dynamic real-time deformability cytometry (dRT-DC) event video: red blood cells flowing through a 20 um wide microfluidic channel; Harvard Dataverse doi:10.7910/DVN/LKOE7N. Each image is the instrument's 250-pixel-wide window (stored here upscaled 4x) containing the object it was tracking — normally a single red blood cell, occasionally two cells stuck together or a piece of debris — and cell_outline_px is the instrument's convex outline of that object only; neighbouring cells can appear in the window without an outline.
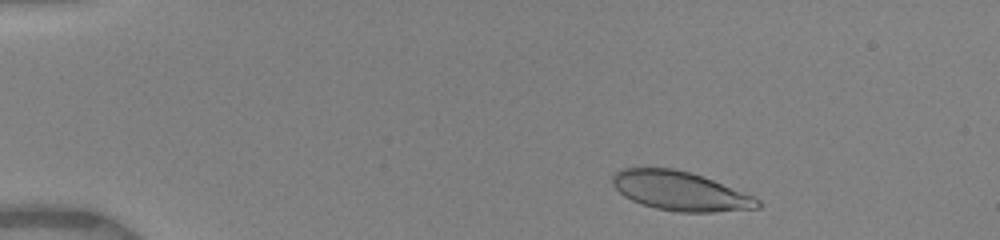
{"species": "human", "species_latin": "Homo sapiens", "temperature_condition": "warm", "stored_images_in_passage": 17, "camera_frame_rate_fps": 3000, "um_per_image_px": 0.085, "donor": {"sex": "female"}, "frame": {"image": 1, "passage_image": 5, "time_ms": 1.0, "image_size_px": [1000, 240], "cell_outline_px": [[764, 204], [760, 208], [712, 212], [680, 212], [656, 208], [632, 200], [624, 196], [612, 184], [612, 176], [620, 168], [672, 168], [688, 172], [712, 180], [752, 196], [760, 200]], "centroid_in_image_um": [57.81, 16.24], "position_along_channel_um": 27.2, "area_um2": 32.66}}